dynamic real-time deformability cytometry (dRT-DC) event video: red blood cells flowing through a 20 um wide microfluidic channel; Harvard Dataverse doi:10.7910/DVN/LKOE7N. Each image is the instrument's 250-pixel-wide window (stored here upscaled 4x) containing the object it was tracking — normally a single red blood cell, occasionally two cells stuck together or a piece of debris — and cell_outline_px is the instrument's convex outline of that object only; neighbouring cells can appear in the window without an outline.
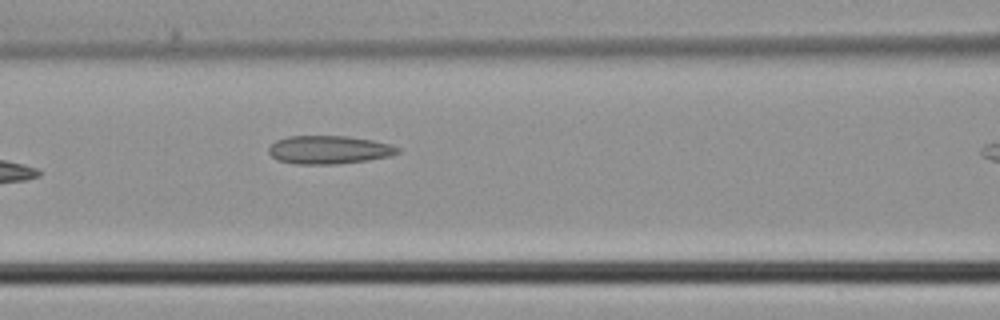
{"species": "common noctule bat (a hibernating species)", "species_latin": "Nyctalus noctula", "temperature_condition": "cold", "stored_images_in_passage": 6, "segment_of_instrument_passage": [1, 2], "camera_frame_rate_fps": 3000, "um_per_image_px": 0.085, "animal": {"sex": "male", "body_mass_g": 21.5, "forearm_length_mm": 52.0}, "frame": {"image": 1, "passage_image": 5, "time_ms": 1.333, "image_size_px": [1000, 320], "cell_outline_px": [[400, 152], [388, 156], [368, 160], [336, 164], [296, 164], [276, 160], [268, 152], [268, 148], [276, 140], [288, 136], [348, 136], [372, 140], [392, 144], [400, 148]], "centroid_in_image_um": [27.96, 12.73], "position_along_channel_um": 138.6, "area_um2": 21.33}}